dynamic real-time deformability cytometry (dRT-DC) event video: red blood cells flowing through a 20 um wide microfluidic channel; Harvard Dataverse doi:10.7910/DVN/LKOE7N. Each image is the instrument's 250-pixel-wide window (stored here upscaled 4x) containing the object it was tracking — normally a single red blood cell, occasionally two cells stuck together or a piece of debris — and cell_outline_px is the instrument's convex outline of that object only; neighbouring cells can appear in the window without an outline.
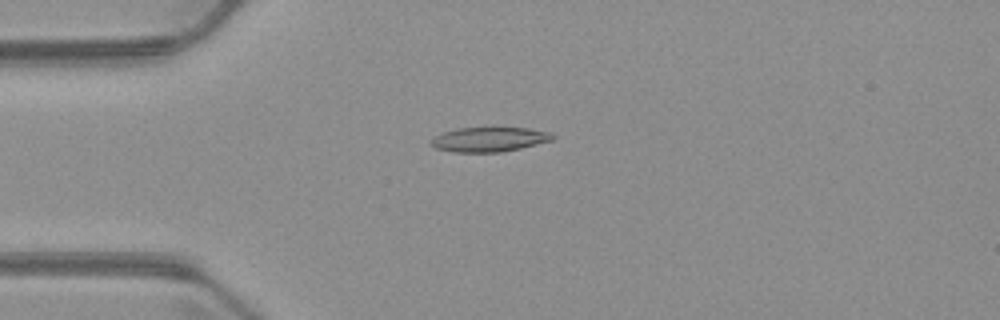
{"species": "common noctule bat (a hibernating species)", "species_latin": "Nyctalus noctula", "temperature_condition": "warm", "stored_images_in_passage": 4, "camera_frame_rate_fps": 3000, "um_per_image_px": 0.085, "animal": {"sex": "male", "body_mass_g": 23.1, "forearm_length_mm": 52.7}, "frame": {"image": 1, "passage_image": 2, "time_ms": 2.0, "image_size_px": [1000, 320], "cell_outline_px": [[556, 136], [552, 140], [520, 148], [500, 152], [452, 152], [436, 148], [432, 144], [432, 140], [436, 136], [444, 132], [456, 128], [528, 128], [552, 132]], "centroid_in_image_um": [41.63, 11.85], "position_along_channel_um": 43.4, "area_um2": 17.22}}
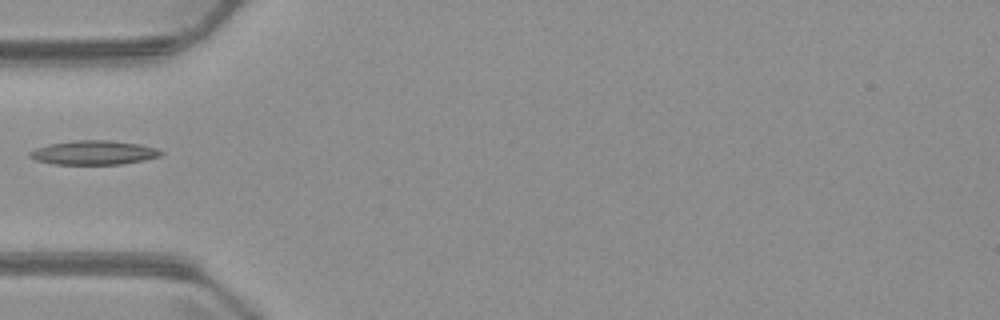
{"frame": {"image": 2, "passage_image": 3, "time_ms": 3.333, "image_size_px": [1000, 320], "cell_outline_px": [[164, 152], [160, 156], [144, 160], [120, 164], [52, 164], [36, 160], [28, 156], [28, 152], [36, 148], [48, 144], [76, 140], [108, 140], [140, 144], [156, 148]], "centroid_in_image_um": [7.95, 12.97], "position_along_channel_um": 77.0, "area_um2": 18.44}}
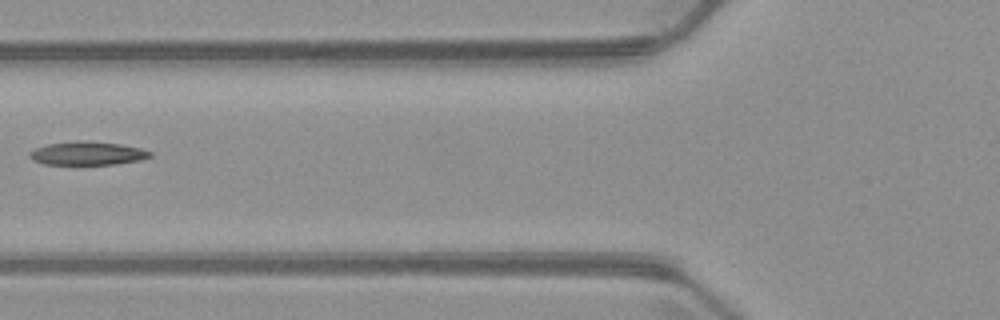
{"frame": {"image": 3, "passage_image": 4, "time_ms": 4.333, "image_size_px": [1000, 320], "cell_outline_px": [[152, 156], [140, 160], [116, 164], [44, 164], [32, 160], [28, 156], [28, 152], [36, 148], [48, 144], [80, 140], [84, 140], [120, 144], [140, 148], [152, 152]], "centroid_in_image_um": [7.42, 13.03], "position_along_channel_um": 118.4, "area_um2": 16.47}}